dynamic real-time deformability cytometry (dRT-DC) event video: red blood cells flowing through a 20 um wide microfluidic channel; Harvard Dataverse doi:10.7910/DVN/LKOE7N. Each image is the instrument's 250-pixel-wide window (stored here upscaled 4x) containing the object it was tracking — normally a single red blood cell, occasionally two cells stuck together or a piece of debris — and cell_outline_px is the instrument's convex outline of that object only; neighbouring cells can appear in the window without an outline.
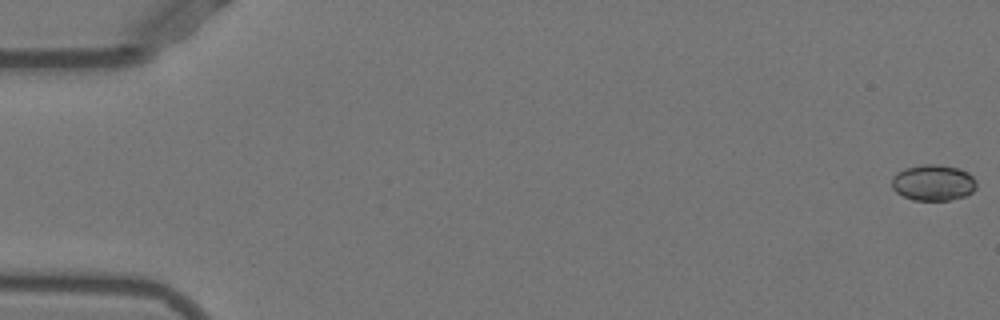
{"species": "Egyptian fruit bat (a non-hibernating species)", "species_latin": "Rousettus aegyptiacus", "temperature_condition": "warm", "stored_images_in_passage": 46, "camera_frame_rate_fps": 3000, "um_per_image_px": 0.085, "animal": {"sex": "female"}, "frame": {"image": 1, "passage_image": 1, "time_ms": 0.0, "image_size_px": [1000, 320], "cell_outline_px": [[976, 188], [972, 192], [964, 196], [948, 200], [912, 200], [896, 192], [892, 188], [892, 176], [896, 172], [904, 168], [920, 164], [940, 164], [960, 168], [968, 172], [976, 180]], "centroid_in_image_um": [79.31, 15.5], "position_along_channel_um": 5.7, "area_um2": 18.03}}
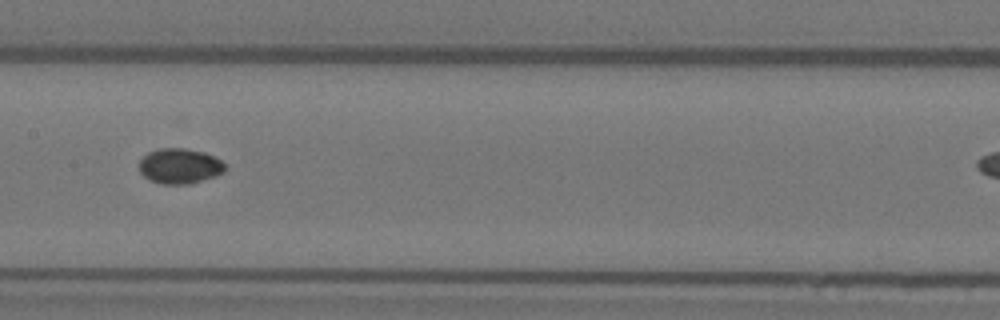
{"frame": {"image": 2, "passage_image": 27, "time_ms": 8.667, "image_size_px": [1000, 320], "cell_outline_px": [[228, 168], [224, 172], [216, 176], [188, 184], [160, 184], [148, 180], [140, 172], [140, 160], [148, 152], [160, 148], [184, 148], [204, 152], [220, 160]], "centroid_in_image_um": [15.28, 14.12], "position_along_channel_um": 192.1, "area_um2": 17.69}}
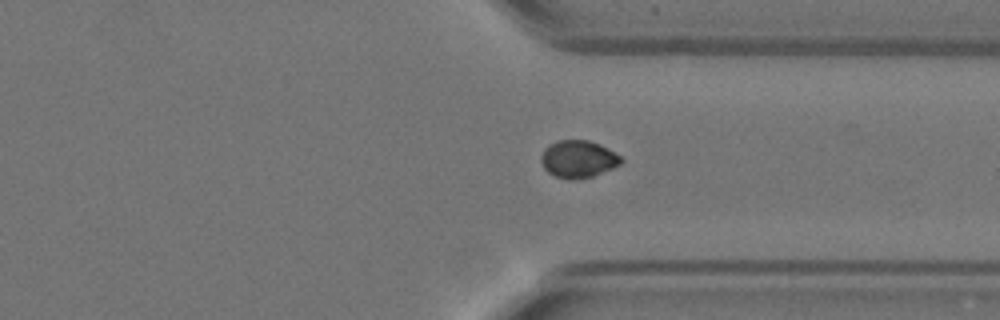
{"frame": {"image": 3, "passage_image": 40, "time_ms": 13.0, "image_size_px": [1000, 320], "cell_outline_px": [[624, 160], [620, 164], [612, 168], [592, 176], [576, 180], [568, 180], [556, 176], [548, 172], [544, 168], [540, 160], [540, 156], [544, 148], [548, 144], [556, 140], [588, 140], [600, 144], [608, 148], [620, 156]], "centroid_in_image_um": [49.12, 13.51], "position_along_channel_um": 362.3, "area_um2": 17.57}, "authors_computed_cell_mechanics": {"area_um2": 17.5134, "velocity_mm_per_s": 3.9389, "shape_relaxation_time_tau1_ms": 9.7066, "shape_relaxation_time_tau2_ms": 2.3054, "deformation_change_tau1": 0.1202, "deformation_change_tau2": 0.0287}}